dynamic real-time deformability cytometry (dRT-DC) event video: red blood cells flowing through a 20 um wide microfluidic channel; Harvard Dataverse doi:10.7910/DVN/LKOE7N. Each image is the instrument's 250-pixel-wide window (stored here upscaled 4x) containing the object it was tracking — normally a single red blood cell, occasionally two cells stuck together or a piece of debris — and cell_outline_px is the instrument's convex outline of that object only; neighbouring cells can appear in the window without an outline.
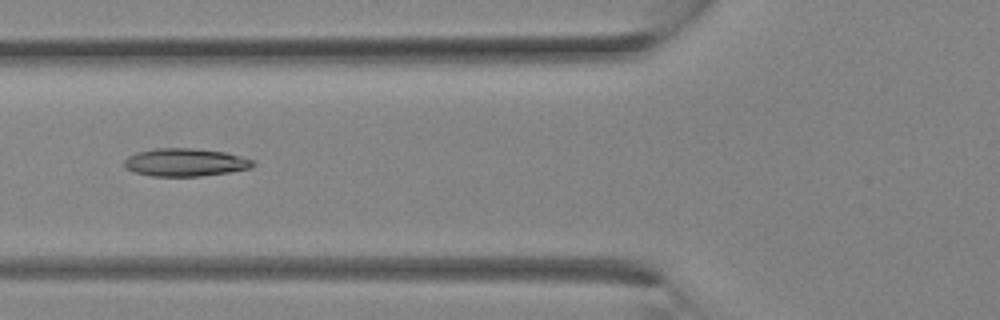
{"species": "Egyptian fruit bat (a non-hibernating species)", "species_latin": "Rousettus aegyptiacus", "temperature_condition": "room temperature", "stored_images_in_passage": 25, "camera_frame_rate_fps": 3000, "um_per_image_px": 0.085, "animal": {"sex": "female"}, "frame": {"image": 1, "passage_image": 6, "time_ms": 1.667, "image_size_px": [1000, 320], "cell_outline_px": [[256, 164], [252, 168], [228, 172], [200, 176], [152, 176], [132, 172], [124, 168], [124, 160], [128, 156], [136, 152], [156, 148], [192, 148], [224, 152], [256, 160]], "centroid_in_image_um": [15.74, 13.8], "position_along_channel_um": 110.1, "area_um2": 21.1}}
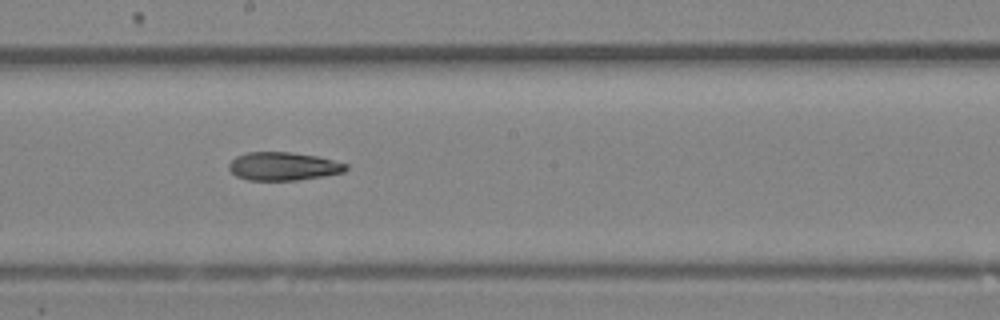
{"frame": {"image": 2, "passage_image": 11, "time_ms": 3.333, "image_size_px": [1000, 320], "cell_outline_px": [[348, 168], [344, 172], [296, 180], [248, 180], [236, 176], [228, 168], [228, 164], [236, 156], [248, 152], [292, 152], [316, 156], [348, 164]], "centroid_in_image_um": [24.05, 14.13], "position_along_channel_um": 224.1, "area_um2": 19.13}}
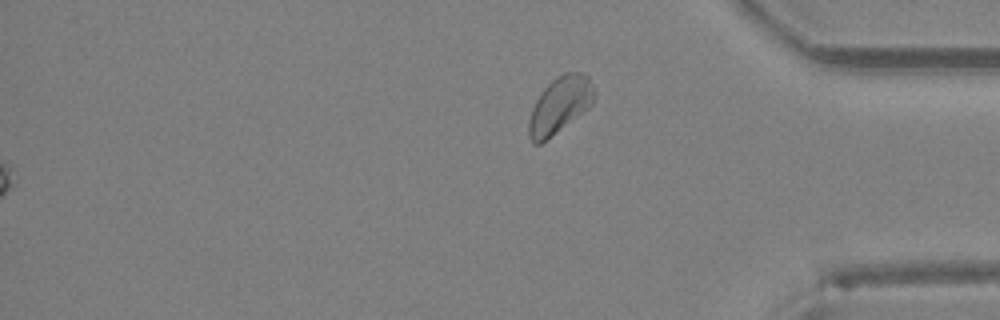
{"frame": {"image": 3, "passage_image": 25, "time_ms": 8.0, "image_size_px": [1000, 320], "cell_outline_px": [[596, 92], [592, 104], [588, 108], [540, 144], [532, 144], [528, 136], [528, 120], [532, 108], [536, 100], [544, 88], [556, 76], [564, 72], [580, 72], [588, 76]], "centroid_in_image_um": [47.57, 8.91], "position_along_channel_um": 387.6, "area_um2": 21.39}}